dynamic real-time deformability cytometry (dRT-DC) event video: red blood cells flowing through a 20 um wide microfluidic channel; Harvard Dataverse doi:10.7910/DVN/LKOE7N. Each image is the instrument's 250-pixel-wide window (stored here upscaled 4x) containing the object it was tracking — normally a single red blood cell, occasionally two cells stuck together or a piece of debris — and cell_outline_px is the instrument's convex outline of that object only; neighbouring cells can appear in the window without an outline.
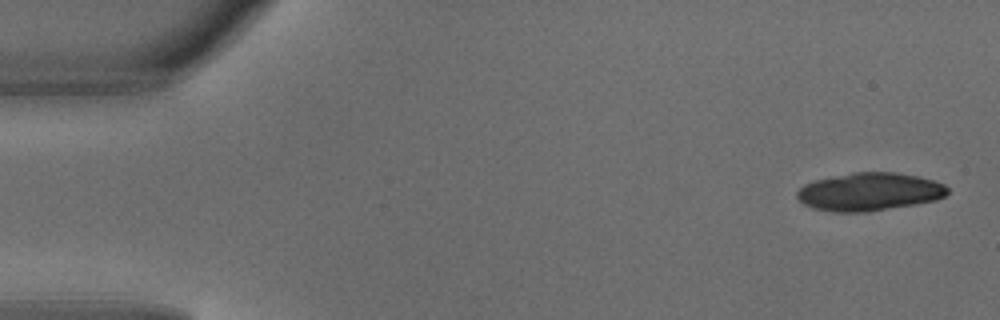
{"species": "common noctule bat (a hibernating species)", "species_latin": "Nyctalus noctula", "temperature_condition": "warm", "stored_images_in_passage": 5, "camera_frame_rate_fps": 3000, "um_per_image_px": 0.085, "animal": {"sex": "male", "body_mass_g": 18.8}, "frame": {"image": 1, "passage_image": 1, "time_ms": 0.0, "image_size_px": [1000, 320], "cell_outline_px": [[948, 192], [944, 196], [936, 200], [868, 212], [832, 212], [812, 208], [804, 204], [796, 196], [796, 192], [804, 184], [812, 180], [852, 172], [896, 172], [916, 176], [932, 180], [944, 184], [948, 188]], "centroid_in_image_um": [73.85, 16.3], "position_along_channel_um": 11.1, "area_um2": 33.41}}